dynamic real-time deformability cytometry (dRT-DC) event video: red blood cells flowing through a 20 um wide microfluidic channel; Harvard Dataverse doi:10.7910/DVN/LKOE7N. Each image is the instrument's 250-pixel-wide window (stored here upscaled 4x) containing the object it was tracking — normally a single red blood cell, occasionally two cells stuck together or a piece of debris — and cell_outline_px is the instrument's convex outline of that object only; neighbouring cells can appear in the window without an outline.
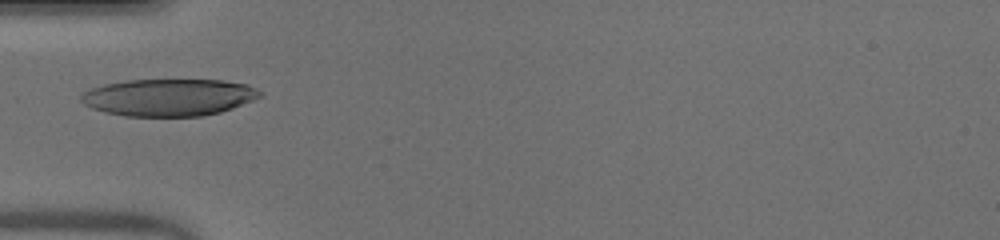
{"species": "human", "species_latin": "Homo sapiens", "temperature_condition": "warm", "stored_images_in_passage": 27, "camera_frame_rate_fps": 3000, "um_per_image_px": 0.085, "donor": {"sex": "male"}, "frame": {"image": 1, "passage_image": 1, "time_ms": 0.0, "image_size_px": [1000, 240], "cell_outline_px": [[264, 96], [232, 108], [220, 112], [204, 116], [124, 116], [92, 108], [84, 104], [80, 100], [80, 96], [84, 92], [92, 88], [104, 84], [124, 80], [220, 80], [248, 84], [256, 88]], "centroid_in_image_um": [14.36, 8.27], "position_along_channel_um": 70.6, "area_um2": 38.73}}
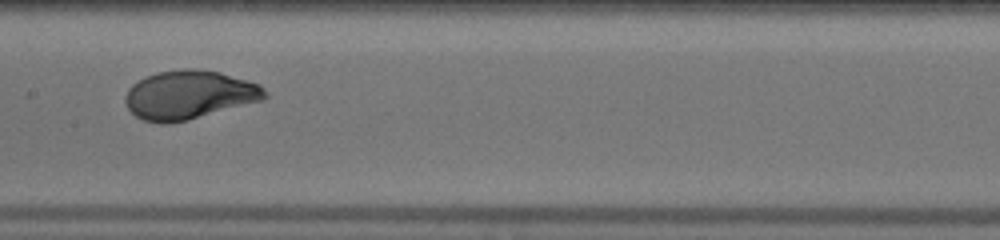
{"frame": {"image": 2, "passage_image": 10, "time_ms": 3.0, "image_size_px": [1000, 240], "cell_outline_px": [[268, 96], [264, 100], [188, 120], [168, 124], [160, 124], [144, 120], [136, 116], [128, 108], [124, 100], [124, 96], [128, 88], [132, 84], [156, 72], [184, 68], [196, 68], [220, 72], [260, 84], [268, 92]], "centroid_in_image_um": [16.09, 8.06], "position_along_channel_um": 191.3, "area_um2": 39.94}}
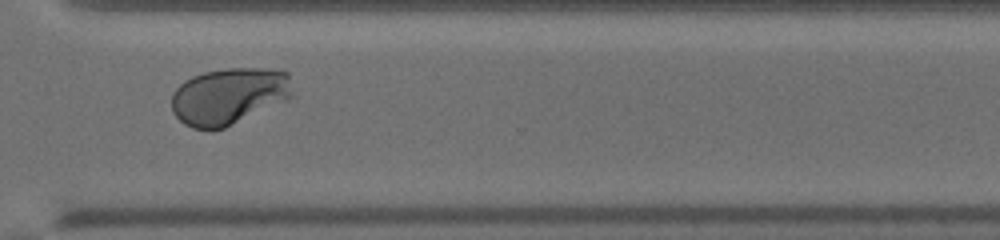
{"frame": {"image": 3, "passage_image": 22, "time_ms": 7.0, "image_size_px": [1000, 240], "cell_outline_px": [[296, 96], [224, 128], [192, 128], [184, 124], [172, 112], [172, 92], [184, 80], [192, 76], [204, 72], [228, 68], [268, 68], [288, 72]], "centroid_in_image_um": [19.49, 8.15], "position_along_channel_um": 351.1, "area_um2": 40.23}, "authors_computed_cell_mechanics": {"area_um2": 38.8416, "velocity_mm_per_s": 4.0002, "shape_relaxation_time_tau1_ms": 3.7641, "shape_relaxation_time_tau2_ms": null, "deformation_change_tau1": 0.2175, "deformation_change_tau2": null}}